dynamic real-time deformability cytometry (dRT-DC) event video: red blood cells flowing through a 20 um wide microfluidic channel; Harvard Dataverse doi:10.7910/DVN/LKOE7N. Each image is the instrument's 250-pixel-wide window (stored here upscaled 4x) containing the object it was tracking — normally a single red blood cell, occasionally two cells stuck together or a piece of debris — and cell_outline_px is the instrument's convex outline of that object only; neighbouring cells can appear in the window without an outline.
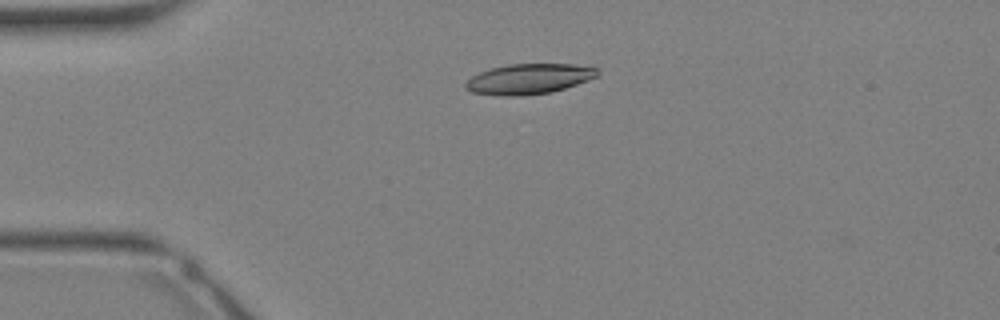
{"species": "Egyptian fruit bat (a non-hibernating species)", "species_latin": "Rousettus aegyptiacus", "temperature_condition": "warm", "stored_images_in_passage": 27, "camera_frame_rate_fps": 3000, "um_per_image_px": 0.085, "animal": {"sex": "female"}, "frame": {"image": 1, "passage_image": 1, "time_ms": 0.0, "image_size_px": [1000, 320], "cell_outline_px": [[600, 72], [596, 76], [588, 80], [552, 92], [516, 96], [500, 96], [472, 92], [464, 88], [464, 84], [472, 76], [480, 72], [492, 68], [508, 64], [572, 64], [600, 68]], "centroid_in_image_um": [44.95, 6.71], "position_along_channel_um": 40.0, "area_um2": 23.24}}
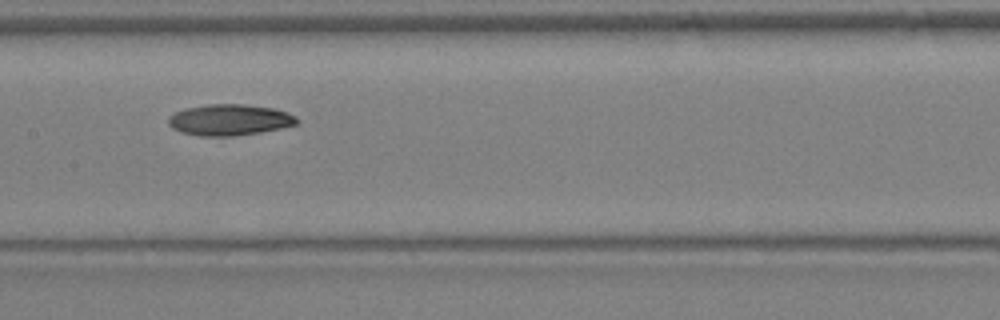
{"frame": {"image": 2, "passage_image": 10, "time_ms": 3.0, "image_size_px": [1000, 320], "cell_outline_px": [[300, 120], [296, 124], [280, 128], [260, 132], [236, 136], [200, 136], [180, 132], [172, 128], [168, 124], [168, 116], [184, 108], [208, 104], [244, 104], [272, 108], [288, 112], [296, 116]], "centroid_in_image_um": [19.49, 10.19], "position_along_channel_um": 187.9, "area_um2": 23.47}}
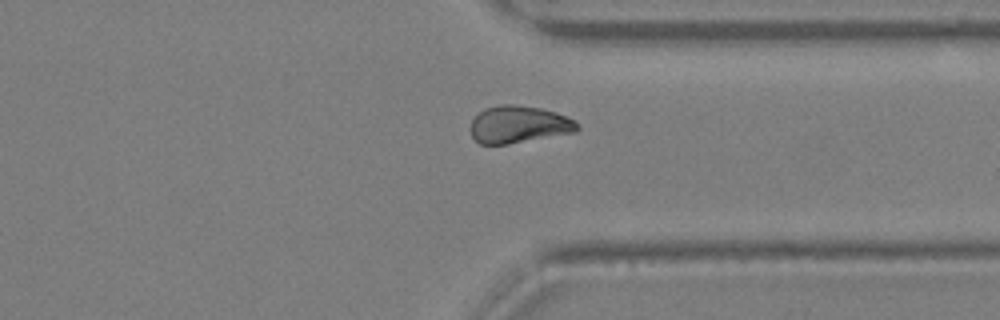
{"frame": {"image": 3, "passage_image": 19, "time_ms": 6.0, "image_size_px": [1000, 320], "cell_outline_px": [[580, 128], [576, 132], [508, 144], [480, 144], [472, 136], [472, 120], [484, 108], [500, 104], [516, 104], [540, 108], [556, 112], [568, 116], [576, 120], [580, 124]], "centroid_in_image_um": [44.15, 10.57], "position_along_channel_um": 367.2, "area_um2": 23.29}}